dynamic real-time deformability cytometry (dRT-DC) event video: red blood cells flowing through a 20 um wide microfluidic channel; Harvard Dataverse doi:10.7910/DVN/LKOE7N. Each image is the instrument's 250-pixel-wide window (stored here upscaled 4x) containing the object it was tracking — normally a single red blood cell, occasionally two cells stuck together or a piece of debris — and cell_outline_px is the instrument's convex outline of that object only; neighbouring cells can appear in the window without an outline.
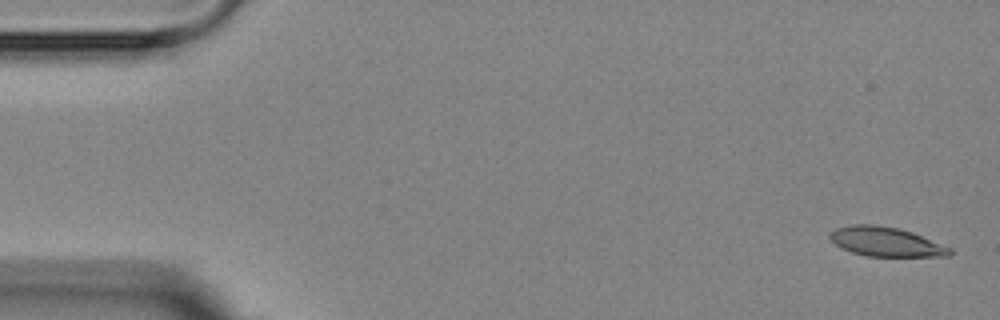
{"species": "Egyptian fruit bat (a non-hibernating species)", "species_latin": "Rousettus aegyptiacus", "temperature_condition": "room temperature", "stored_images_in_passage": 7, "camera_frame_rate_fps": 3000, "um_per_image_px": 0.085, "animal": {"sex": "female"}, "frame": {"image": 1, "passage_image": 1, "time_ms": 0.0, "image_size_px": [1000, 320], "cell_outline_px": [[952, 256], [868, 256], [852, 252], [840, 248], [828, 236], [836, 228], [852, 224], [872, 224], [896, 228], [912, 232], [952, 248]], "centroid_in_image_um": [75.31, 20.55], "position_along_channel_um": 9.7, "area_um2": 20.35}}
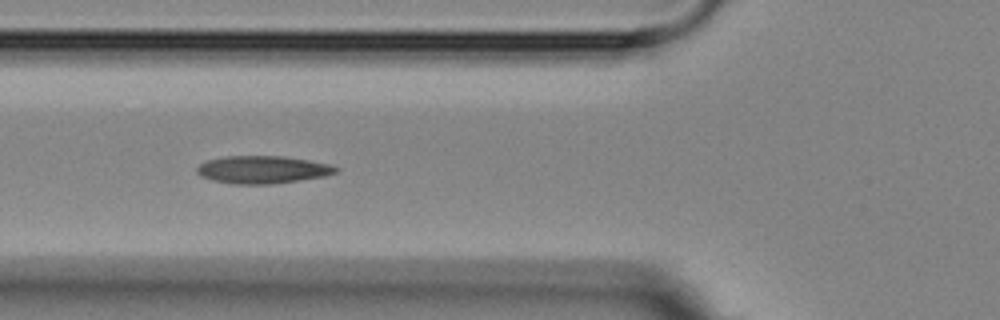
{"frame": {"image": 2, "passage_image": 6, "time_ms": 6.0, "image_size_px": [1000, 320], "cell_outline_px": [[340, 172], [324, 176], [300, 180], [272, 184], [232, 184], [212, 180], [200, 176], [196, 172], [196, 168], [200, 164], [208, 160], [224, 156], [284, 156], [308, 160], [328, 164], [340, 168]], "centroid_in_image_um": [22.32, 14.42], "position_along_channel_um": 103.5, "area_um2": 22.48}}
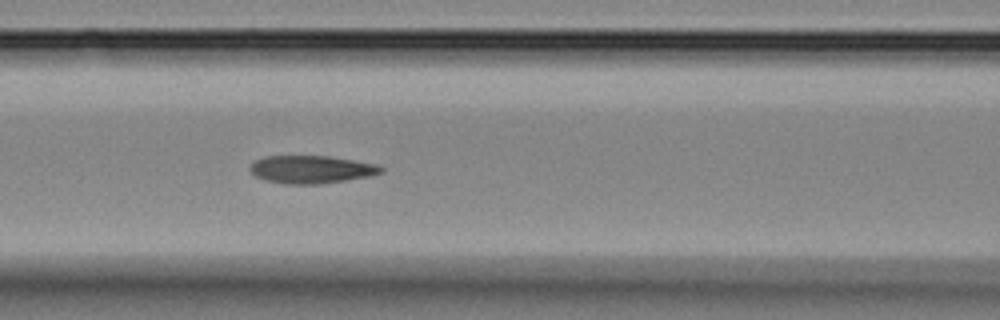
{"frame": {"image": 3, "passage_image": 7, "time_ms": 7.0, "image_size_px": [1000, 320], "cell_outline_px": [[384, 172], [368, 176], [320, 184], [284, 184], [264, 180], [256, 176], [248, 168], [256, 160], [264, 156], [328, 156], [376, 164], [384, 168]], "centroid_in_image_um": [26.44, 14.4], "position_along_channel_um": 140.2, "area_um2": 21.1}}